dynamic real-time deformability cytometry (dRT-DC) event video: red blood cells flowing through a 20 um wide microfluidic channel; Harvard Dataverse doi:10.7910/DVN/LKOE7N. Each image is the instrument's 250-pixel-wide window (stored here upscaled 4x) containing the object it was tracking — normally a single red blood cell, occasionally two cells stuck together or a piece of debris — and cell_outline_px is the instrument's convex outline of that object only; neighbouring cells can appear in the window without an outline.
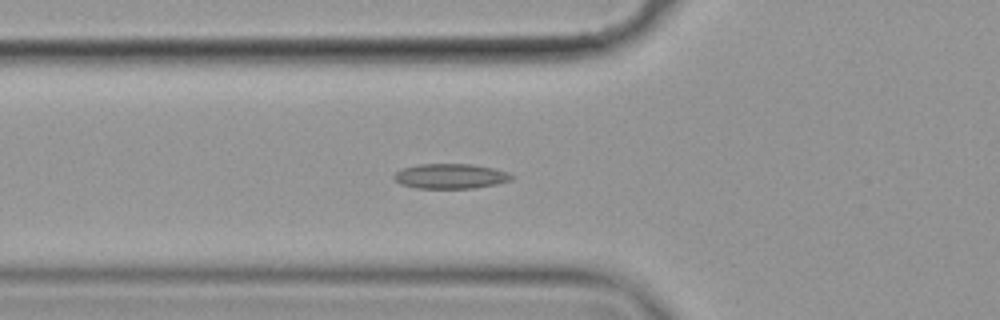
{"species": "common noctule bat (a hibernating species)", "species_latin": "Nyctalus noctula", "temperature_condition": "cold", "stored_images_in_passage": 57, "camera_frame_rate_fps": 3000, "um_per_image_px": 0.085, "animal": {"sex": "female", "body_mass_g": 19.9}, "frame": {"image": 1, "passage_image": 21, "time_ms": 6.667, "image_size_px": [1000, 320], "cell_outline_px": [[516, 176], [512, 180], [496, 184], [472, 188], [416, 188], [400, 184], [392, 176], [396, 172], [404, 168], [420, 164], [472, 164], [492, 168], [508, 172]], "centroid_in_image_um": [38.32, 14.97], "position_along_channel_um": 87.5, "area_um2": 17.05}}
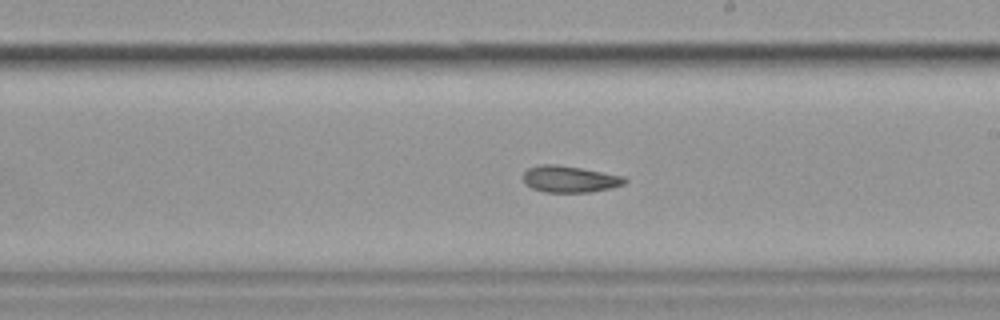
{"frame": {"image": 2, "passage_image": 34, "time_ms": 11.0, "image_size_px": [1000, 320], "cell_outline_px": [[628, 180], [624, 184], [612, 188], [588, 192], [544, 192], [532, 188], [524, 180], [524, 172], [528, 168], [540, 164], [556, 164], [580, 168], [624, 176]], "centroid_in_image_um": [48.44, 15.22], "position_along_channel_um": 240.6, "area_um2": 15.61}}
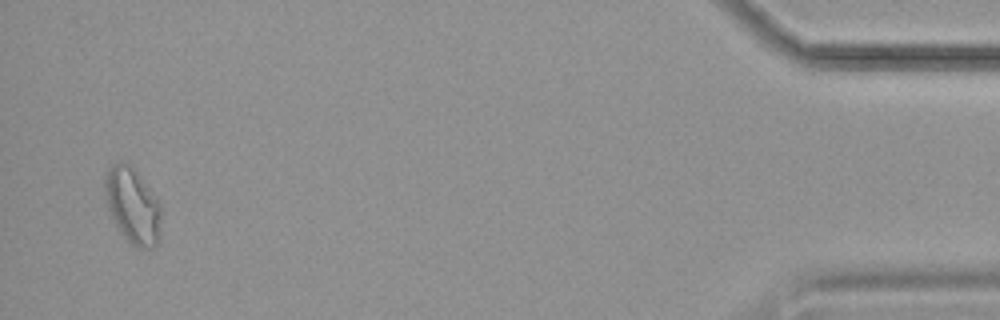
{"frame": {"image": 3, "passage_image": 56, "time_ms": 18.333, "image_size_px": [1000, 320], "cell_outline_px": [[160, 240], [156, 248], [136, 248], [120, 232], [112, 220], [108, 208], [104, 192], [104, 180], [108, 168], [112, 164], [132, 164], [160, 200]], "centroid_in_image_um": [11.3, 17.49], "position_along_channel_um": 423.9, "area_um2": 25.32}, "authors_computed_cell_mechanics": {"area_um2": 16.4152, "velocity_mm_per_s": 3.5307, "shape_relaxation_time_tau1_ms": null, "shape_relaxation_time_tau2_ms": 4.5338, "deformation_change_tau1": null, "deformation_change_tau2": 0.0899}}